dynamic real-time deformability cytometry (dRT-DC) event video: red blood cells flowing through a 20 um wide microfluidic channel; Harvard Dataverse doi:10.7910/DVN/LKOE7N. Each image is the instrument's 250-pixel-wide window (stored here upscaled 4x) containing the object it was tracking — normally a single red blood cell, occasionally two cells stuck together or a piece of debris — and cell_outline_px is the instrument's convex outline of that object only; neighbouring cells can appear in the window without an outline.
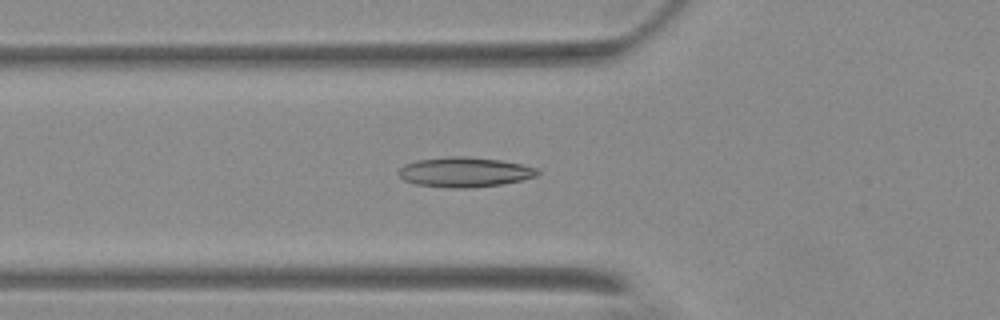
{"species": "Egyptian fruit bat (a non-hibernating species)", "species_latin": "Rousettus aegyptiacus", "temperature_condition": "warm", "stored_images_in_passage": 56, "camera_frame_rate_fps": 3000, "um_per_image_px": 0.085, "animal": {"sex": "female"}, "frame": {"image": 1, "passage_image": 20, "time_ms": 6.333, "image_size_px": [1000, 320], "cell_outline_px": [[540, 172], [536, 176], [524, 180], [500, 184], [472, 188], [448, 188], [416, 184], [404, 180], [400, 176], [400, 168], [404, 164], [416, 160], [448, 156], [464, 156], [500, 160], [520, 164], [536, 168]], "centroid_in_image_um": [39.49, 14.63], "position_along_channel_um": 86.3, "area_um2": 24.16}}
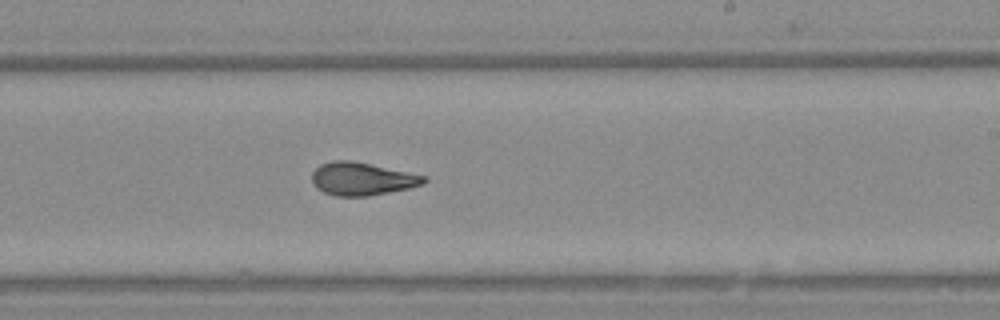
{"frame": {"image": 2, "passage_image": 34, "time_ms": 11.0, "image_size_px": [1000, 320], "cell_outline_px": [[428, 180], [424, 184], [408, 188], [368, 196], [332, 196], [316, 188], [312, 184], [312, 172], [320, 164], [332, 160], [352, 160], [428, 176]], "centroid_in_image_um": [30.76, 15.2], "position_along_channel_um": 258.2, "area_um2": 21.68}}
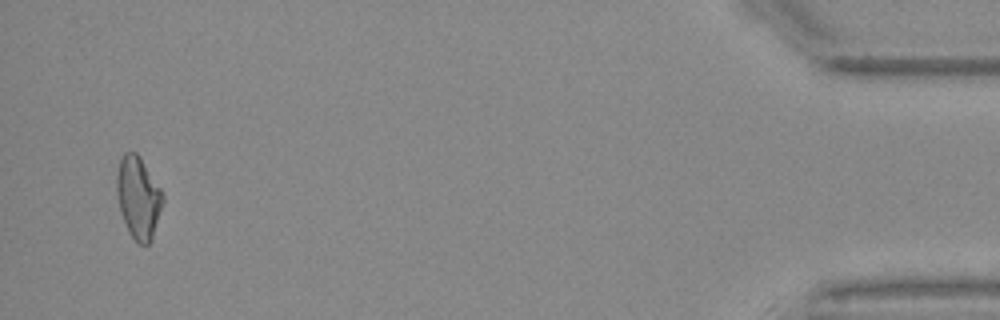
{"frame": {"image": 3, "passage_image": 54, "time_ms": 17.667, "image_size_px": [1000, 320], "cell_outline_px": [[164, 200], [152, 240], [148, 244], [136, 244], [128, 232], [120, 212], [116, 188], [116, 176], [120, 160], [124, 152], [136, 152], [140, 156], [160, 188], [164, 196]], "centroid_in_image_um": [11.75, 16.82], "position_along_channel_um": 423.4, "area_um2": 22.2}, "authors_computed_cell_mechanics": {"area_um2": 22.0507, "velocity_mm_per_s": 3.678, "shape_relaxation_time_tau1_ms": 4.8993, "shape_relaxation_time_tau2_ms": 1.4217, "deformation_change_tau1": 0.136, "deformation_change_tau2": 0.0779}}